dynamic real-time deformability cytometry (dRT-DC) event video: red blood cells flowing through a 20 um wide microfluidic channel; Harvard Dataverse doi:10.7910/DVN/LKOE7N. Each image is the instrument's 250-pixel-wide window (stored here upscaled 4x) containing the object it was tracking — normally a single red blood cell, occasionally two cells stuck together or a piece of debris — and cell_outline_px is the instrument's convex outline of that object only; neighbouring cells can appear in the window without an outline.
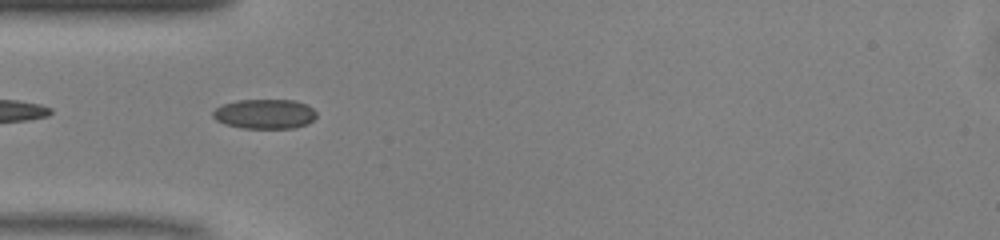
{"species": "common noctule bat (a hibernating species)", "species_latin": "Nyctalus noctula", "temperature_condition": "warm", "stored_images_in_passage": 10, "camera_frame_rate_fps": 3000, "um_per_image_px": 0.085, "animal": {"sex": "male", "body_mass_g": 13.0, "forearm_length_mm": 53.1}, "frame": {"image": 1, "passage_image": 1, "time_ms": 0.0, "image_size_px": [1000, 240], "cell_outline_px": [[316, 116], [308, 124], [296, 128], [244, 128], [224, 124], [216, 120], [212, 116], [212, 112], [216, 108], [224, 104], [236, 100], [296, 100], [312, 108], [316, 112]], "centroid_in_image_um": [22.5, 9.69], "position_along_channel_um": 62.5, "area_um2": 17.92}}
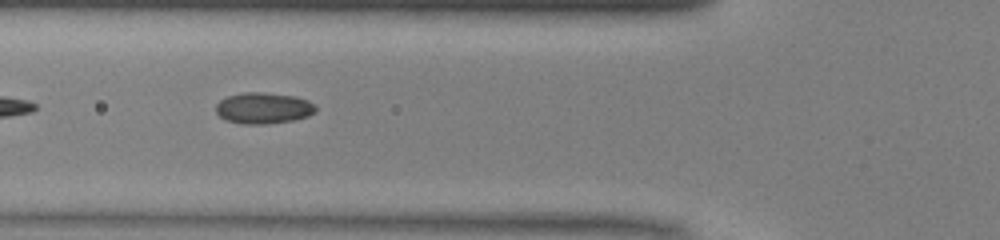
{"frame": {"image": 2, "passage_image": 4, "time_ms": 1.0, "image_size_px": [1000, 240], "cell_outline_px": [[316, 112], [308, 116], [292, 120], [264, 124], [240, 124], [228, 120], [220, 116], [216, 112], [216, 104], [220, 100], [228, 96], [244, 92], [264, 92], [296, 96], [308, 100], [316, 104]], "centroid_in_image_um": [22.42, 9.18], "position_along_channel_um": 103.4, "area_um2": 18.21}}
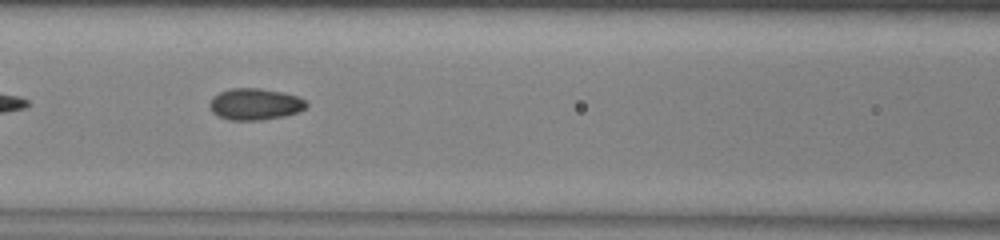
{"frame": {"image": 3, "passage_image": 7, "time_ms": 2.0, "image_size_px": [1000, 240], "cell_outline_px": [[308, 104], [304, 108], [296, 112], [284, 116], [260, 120], [232, 120], [220, 116], [212, 112], [208, 104], [212, 96], [220, 92], [232, 88], [260, 88], [280, 92], [296, 96], [304, 100]], "centroid_in_image_um": [21.63, 8.85], "position_along_channel_um": 145.0, "area_um2": 17.57}}